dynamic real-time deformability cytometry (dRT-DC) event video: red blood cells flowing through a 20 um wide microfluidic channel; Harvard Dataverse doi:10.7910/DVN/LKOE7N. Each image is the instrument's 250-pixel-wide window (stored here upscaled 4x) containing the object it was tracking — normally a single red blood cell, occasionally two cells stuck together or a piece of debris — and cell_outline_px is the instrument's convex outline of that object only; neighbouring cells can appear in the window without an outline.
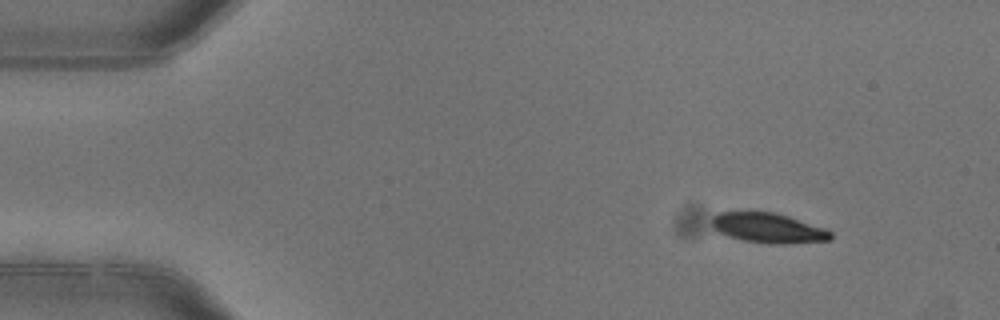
{"species": "common noctule bat (a hibernating species)", "species_latin": "Nyctalus noctula", "temperature_condition": "warm", "stored_images_in_passage": 5, "camera_frame_rate_fps": 3000, "um_per_image_px": 0.085, "animal": {"sex": "female"}, "frame": {"image": 1, "passage_image": 1, "time_ms": 0.0, "image_size_px": [1000, 320], "cell_outline_px": [[832, 240], [784, 244], [772, 244], [744, 240], [728, 236], [712, 228], [712, 216], [716, 212], [776, 212], [824, 228], [832, 232]], "centroid_in_image_um": [65.3, 19.38], "position_along_channel_um": 19.7, "area_um2": 20.69}}
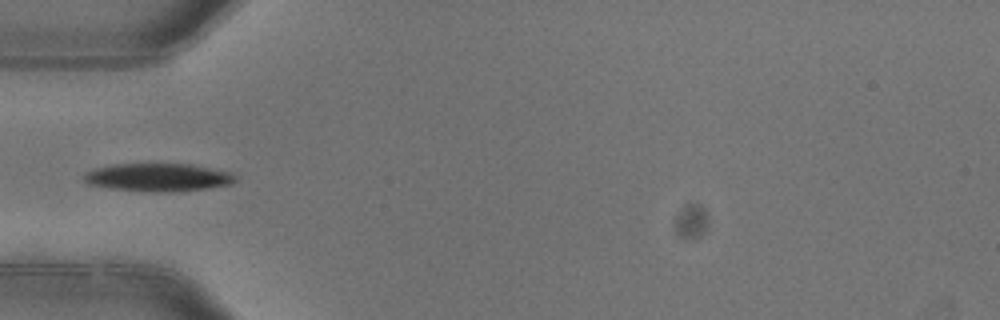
{"frame": {"image": 2, "passage_image": 4, "time_ms": 1.0, "image_size_px": [1000, 320], "cell_outline_px": [[236, 180], [232, 184], [208, 188], [180, 192], [152, 192], [112, 188], [88, 184], [84, 180], [84, 176], [88, 172], [96, 168], [116, 164], [192, 164], [232, 172], [236, 176]], "centroid_in_image_um": [13.52, 15.08], "position_along_channel_um": 71.5, "area_um2": 24.74}}